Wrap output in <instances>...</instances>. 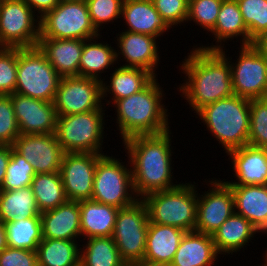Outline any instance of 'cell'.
<instances>
[{
  "mask_svg": "<svg viewBox=\"0 0 267 266\" xmlns=\"http://www.w3.org/2000/svg\"><path fill=\"white\" fill-rule=\"evenodd\" d=\"M148 223V211L142 199L118 210L112 237L125 263L143 264Z\"/></svg>",
  "mask_w": 267,
  "mask_h": 266,
  "instance_id": "9c48e42d",
  "label": "cell"
},
{
  "mask_svg": "<svg viewBox=\"0 0 267 266\" xmlns=\"http://www.w3.org/2000/svg\"><path fill=\"white\" fill-rule=\"evenodd\" d=\"M35 175L32 165L12 147L11 158L0 190H16L30 186Z\"/></svg>",
  "mask_w": 267,
  "mask_h": 266,
  "instance_id": "8d00e7d4",
  "label": "cell"
},
{
  "mask_svg": "<svg viewBox=\"0 0 267 266\" xmlns=\"http://www.w3.org/2000/svg\"><path fill=\"white\" fill-rule=\"evenodd\" d=\"M98 35L86 1H60L40 18V38L87 40Z\"/></svg>",
  "mask_w": 267,
  "mask_h": 266,
  "instance_id": "30bf717a",
  "label": "cell"
},
{
  "mask_svg": "<svg viewBox=\"0 0 267 266\" xmlns=\"http://www.w3.org/2000/svg\"><path fill=\"white\" fill-rule=\"evenodd\" d=\"M60 80L38 46L17 48L15 93L53 103Z\"/></svg>",
  "mask_w": 267,
  "mask_h": 266,
  "instance_id": "52a82bcc",
  "label": "cell"
},
{
  "mask_svg": "<svg viewBox=\"0 0 267 266\" xmlns=\"http://www.w3.org/2000/svg\"><path fill=\"white\" fill-rule=\"evenodd\" d=\"M213 179L203 180L209 189L198 193L195 226V231L211 236L235 212L231 187L224 180Z\"/></svg>",
  "mask_w": 267,
  "mask_h": 266,
  "instance_id": "5bb4252c",
  "label": "cell"
},
{
  "mask_svg": "<svg viewBox=\"0 0 267 266\" xmlns=\"http://www.w3.org/2000/svg\"><path fill=\"white\" fill-rule=\"evenodd\" d=\"M40 18L48 11L53 10L59 0H23Z\"/></svg>",
  "mask_w": 267,
  "mask_h": 266,
  "instance_id": "f6af8a7d",
  "label": "cell"
},
{
  "mask_svg": "<svg viewBox=\"0 0 267 266\" xmlns=\"http://www.w3.org/2000/svg\"><path fill=\"white\" fill-rule=\"evenodd\" d=\"M185 233L174 226L149 222L143 265L169 266Z\"/></svg>",
  "mask_w": 267,
  "mask_h": 266,
  "instance_id": "ffe728a7",
  "label": "cell"
},
{
  "mask_svg": "<svg viewBox=\"0 0 267 266\" xmlns=\"http://www.w3.org/2000/svg\"><path fill=\"white\" fill-rule=\"evenodd\" d=\"M249 33V45L267 32V0H236Z\"/></svg>",
  "mask_w": 267,
  "mask_h": 266,
  "instance_id": "d590c367",
  "label": "cell"
},
{
  "mask_svg": "<svg viewBox=\"0 0 267 266\" xmlns=\"http://www.w3.org/2000/svg\"><path fill=\"white\" fill-rule=\"evenodd\" d=\"M23 0H0V47H35L40 17Z\"/></svg>",
  "mask_w": 267,
  "mask_h": 266,
  "instance_id": "7c38bea8",
  "label": "cell"
},
{
  "mask_svg": "<svg viewBox=\"0 0 267 266\" xmlns=\"http://www.w3.org/2000/svg\"><path fill=\"white\" fill-rule=\"evenodd\" d=\"M102 35L84 40L83 52L79 65V76L92 78L100 82L107 77H102V73L109 72L116 66V48L106 41L101 42ZM100 42H99V41ZM111 67V68H110ZM105 71V72H104ZM101 77V78H100Z\"/></svg>",
  "mask_w": 267,
  "mask_h": 266,
  "instance_id": "f1b7e54d",
  "label": "cell"
},
{
  "mask_svg": "<svg viewBox=\"0 0 267 266\" xmlns=\"http://www.w3.org/2000/svg\"><path fill=\"white\" fill-rule=\"evenodd\" d=\"M20 131L10 95H0V145L12 146Z\"/></svg>",
  "mask_w": 267,
  "mask_h": 266,
  "instance_id": "b9f144b4",
  "label": "cell"
},
{
  "mask_svg": "<svg viewBox=\"0 0 267 266\" xmlns=\"http://www.w3.org/2000/svg\"><path fill=\"white\" fill-rule=\"evenodd\" d=\"M37 46L61 76H79L84 40L39 38Z\"/></svg>",
  "mask_w": 267,
  "mask_h": 266,
  "instance_id": "d4e9b609",
  "label": "cell"
},
{
  "mask_svg": "<svg viewBox=\"0 0 267 266\" xmlns=\"http://www.w3.org/2000/svg\"><path fill=\"white\" fill-rule=\"evenodd\" d=\"M11 101L20 134H54L57 113L52 102L11 94Z\"/></svg>",
  "mask_w": 267,
  "mask_h": 266,
  "instance_id": "ac0fdd59",
  "label": "cell"
},
{
  "mask_svg": "<svg viewBox=\"0 0 267 266\" xmlns=\"http://www.w3.org/2000/svg\"><path fill=\"white\" fill-rule=\"evenodd\" d=\"M252 46L267 60V32L254 39Z\"/></svg>",
  "mask_w": 267,
  "mask_h": 266,
  "instance_id": "7dc6e473",
  "label": "cell"
},
{
  "mask_svg": "<svg viewBox=\"0 0 267 266\" xmlns=\"http://www.w3.org/2000/svg\"><path fill=\"white\" fill-rule=\"evenodd\" d=\"M80 242L43 238L37 247L38 266H80Z\"/></svg>",
  "mask_w": 267,
  "mask_h": 266,
  "instance_id": "1f68e13d",
  "label": "cell"
},
{
  "mask_svg": "<svg viewBox=\"0 0 267 266\" xmlns=\"http://www.w3.org/2000/svg\"><path fill=\"white\" fill-rule=\"evenodd\" d=\"M235 212L267 235V185H229Z\"/></svg>",
  "mask_w": 267,
  "mask_h": 266,
  "instance_id": "484cf974",
  "label": "cell"
},
{
  "mask_svg": "<svg viewBox=\"0 0 267 266\" xmlns=\"http://www.w3.org/2000/svg\"><path fill=\"white\" fill-rule=\"evenodd\" d=\"M17 48L0 47V95L15 93Z\"/></svg>",
  "mask_w": 267,
  "mask_h": 266,
  "instance_id": "60d3db41",
  "label": "cell"
},
{
  "mask_svg": "<svg viewBox=\"0 0 267 266\" xmlns=\"http://www.w3.org/2000/svg\"><path fill=\"white\" fill-rule=\"evenodd\" d=\"M265 249H266V251H263V252H265V253H263L265 256L262 255L263 258H264V259H263V260H264V262H263L264 264H263V265H264V266H267V248H265Z\"/></svg>",
  "mask_w": 267,
  "mask_h": 266,
  "instance_id": "681fc988",
  "label": "cell"
},
{
  "mask_svg": "<svg viewBox=\"0 0 267 266\" xmlns=\"http://www.w3.org/2000/svg\"><path fill=\"white\" fill-rule=\"evenodd\" d=\"M103 103L102 82L82 76L61 77L53 101L57 116L105 109Z\"/></svg>",
  "mask_w": 267,
  "mask_h": 266,
  "instance_id": "4fadbf2b",
  "label": "cell"
},
{
  "mask_svg": "<svg viewBox=\"0 0 267 266\" xmlns=\"http://www.w3.org/2000/svg\"><path fill=\"white\" fill-rule=\"evenodd\" d=\"M196 115L226 154L248 145L250 99L233 95L203 106Z\"/></svg>",
  "mask_w": 267,
  "mask_h": 266,
  "instance_id": "277c9868",
  "label": "cell"
},
{
  "mask_svg": "<svg viewBox=\"0 0 267 266\" xmlns=\"http://www.w3.org/2000/svg\"><path fill=\"white\" fill-rule=\"evenodd\" d=\"M123 1L124 0H86L92 25L99 34L104 33L101 32L105 27L104 25L109 23L113 24L114 21H118L119 18L121 20Z\"/></svg>",
  "mask_w": 267,
  "mask_h": 266,
  "instance_id": "ab89813d",
  "label": "cell"
},
{
  "mask_svg": "<svg viewBox=\"0 0 267 266\" xmlns=\"http://www.w3.org/2000/svg\"><path fill=\"white\" fill-rule=\"evenodd\" d=\"M189 182L144 196L142 201L147 207L149 222L174 226L186 232L194 231L198 186L195 181L193 184Z\"/></svg>",
  "mask_w": 267,
  "mask_h": 266,
  "instance_id": "5b68a950",
  "label": "cell"
},
{
  "mask_svg": "<svg viewBox=\"0 0 267 266\" xmlns=\"http://www.w3.org/2000/svg\"><path fill=\"white\" fill-rule=\"evenodd\" d=\"M122 266H136V265L131 264V263H124Z\"/></svg>",
  "mask_w": 267,
  "mask_h": 266,
  "instance_id": "816d5d0a",
  "label": "cell"
},
{
  "mask_svg": "<svg viewBox=\"0 0 267 266\" xmlns=\"http://www.w3.org/2000/svg\"><path fill=\"white\" fill-rule=\"evenodd\" d=\"M121 19L125 20L124 25L127 26L124 31L154 36L159 40L171 30L155 9L152 0H124Z\"/></svg>",
  "mask_w": 267,
  "mask_h": 266,
  "instance_id": "7402d4cb",
  "label": "cell"
},
{
  "mask_svg": "<svg viewBox=\"0 0 267 266\" xmlns=\"http://www.w3.org/2000/svg\"><path fill=\"white\" fill-rule=\"evenodd\" d=\"M7 247L4 224L0 221V252Z\"/></svg>",
  "mask_w": 267,
  "mask_h": 266,
  "instance_id": "c3c4849f",
  "label": "cell"
},
{
  "mask_svg": "<svg viewBox=\"0 0 267 266\" xmlns=\"http://www.w3.org/2000/svg\"><path fill=\"white\" fill-rule=\"evenodd\" d=\"M81 237L112 236L119 208L93 200L79 201Z\"/></svg>",
  "mask_w": 267,
  "mask_h": 266,
  "instance_id": "f546056e",
  "label": "cell"
},
{
  "mask_svg": "<svg viewBox=\"0 0 267 266\" xmlns=\"http://www.w3.org/2000/svg\"><path fill=\"white\" fill-rule=\"evenodd\" d=\"M155 9L170 28L186 25L189 0H152ZM185 23V24H184Z\"/></svg>",
  "mask_w": 267,
  "mask_h": 266,
  "instance_id": "7bdbcfd3",
  "label": "cell"
},
{
  "mask_svg": "<svg viewBox=\"0 0 267 266\" xmlns=\"http://www.w3.org/2000/svg\"><path fill=\"white\" fill-rule=\"evenodd\" d=\"M248 144L267 149V98L250 100Z\"/></svg>",
  "mask_w": 267,
  "mask_h": 266,
  "instance_id": "74e56055",
  "label": "cell"
},
{
  "mask_svg": "<svg viewBox=\"0 0 267 266\" xmlns=\"http://www.w3.org/2000/svg\"><path fill=\"white\" fill-rule=\"evenodd\" d=\"M235 180L228 185H267V149L245 145L227 153Z\"/></svg>",
  "mask_w": 267,
  "mask_h": 266,
  "instance_id": "d6986e66",
  "label": "cell"
},
{
  "mask_svg": "<svg viewBox=\"0 0 267 266\" xmlns=\"http://www.w3.org/2000/svg\"><path fill=\"white\" fill-rule=\"evenodd\" d=\"M157 78L140 92L112 104L116 109L114 120L122 141L135 135L159 134L171 129L170 112L163 104L166 93Z\"/></svg>",
  "mask_w": 267,
  "mask_h": 266,
  "instance_id": "3957f363",
  "label": "cell"
},
{
  "mask_svg": "<svg viewBox=\"0 0 267 266\" xmlns=\"http://www.w3.org/2000/svg\"><path fill=\"white\" fill-rule=\"evenodd\" d=\"M171 135L173 137L172 131L168 130L159 134L135 135L121 142L128 155L125 154L131 165L133 187L139 199L181 184H177V180L176 184L173 182L174 146L171 145Z\"/></svg>",
  "mask_w": 267,
  "mask_h": 266,
  "instance_id": "6da1fadb",
  "label": "cell"
},
{
  "mask_svg": "<svg viewBox=\"0 0 267 266\" xmlns=\"http://www.w3.org/2000/svg\"><path fill=\"white\" fill-rule=\"evenodd\" d=\"M40 215L43 238L82 242L78 201L67 200Z\"/></svg>",
  "mask_w": 267,
  "mask_h": 266,
  "instance_id": "44dd1931",
  "label": "cell"
},
{
  "mask_svg": "<svg viewBox=\"0 0 267 266\" xmlns=\"http://www.w3.org/2000/svg\"><path fill=\"white\" fill-rule=\"evenodd\" d=\"M223 0H189L187 23L194 22L210 32L214 29Z\"/></svg>",
  "mask_w": 267,
  "mask_h": 266,
  "instance_id": "f35d334b",
  "label": "cell"
},
{
  "mask_svg": "<svg viewBox=\"0 0 267 266\" xmlns=\"http://www.w3.org/2000/svg\"><path fill=\"white\" fill-rule=\"evenodd\" d=\"M12 146L0 145V188L6 175V169L11 158Z\"/></svg>",
  "mask_w": 267,
  "mask_h": 266,
  "instance_id": "bcb514c9",
  "label": "cell"
},
{
  "mask_svg": "<svg viewBox=\"0 0 267 266\" xmlns=\"http://www.w3.org/2000/svg\"><path fill=\"white\" fill-rule=\"evenodd\" d=\"M30 186L16 190H0V221H19L40 215Z\"/></svg>",
  "mask_w": 267,
  "mask_h": 266,
  "instance_id": "4dcf8cb0",
  "label": "cell"
},
{
  "mask_svg": "<svg viewBox=\"0 0 267 266\" xmlns=\"http://www.w3.org/2000/svg\"><path fill=\"white\" fill-rule=\"evenodd\" d=\"M30 187L40 213L57 208L68 200L60 172L36 174Z\"/></svg>",
  "mask_w": 267,
  "mask_h": 266,
  "instance_id": "836d02e7",
  "label": "cell"
},
{
  "mask_svg": "<svg viewBox=\"0 0 267 266\" xmlns=\"http://www.w3.org/2000/svg\"><path fill=\"white\" fill-rule=\"evenodd\" d=\"M197 46L180 63L179 72L185 74V80L177 86L181 98L189 103L194 113L205 105L234 95L229 61L218 50H203Z\"/></svg>",
  "mask_w": 267,
  "mask_h": 266,
  "instance_id": "7a4b0ae2",
  "label": "cell"
},
{
  "mask_svg": "<svg viewBox=\"0 0 267 266\" xmlns=\"http://www.w3.org/2000/svg\"><path fill=\"white\" fill-rule=\"evenodd\" d=\"M103 154L64 153L60 168L64 192L68 200H91L98 159Z\"/></svg>",
  "mask_w": 267,
  "mask_h": 266,
  "instance_id": "9a60e30c",
  "label": "cell"
},
{
  "mask_svg": "<svg viewBox=\"0 0 267 266\" xmlns=\"http://www.w3.org/2000/svg\"><path fill=\"white\" fill-rule=\"evenodd\" d=\"M261 234L245 217L234 212L213 233L212 239L217 253L220 255L237 254L244 247L250 246L251 240Z\"/></svg>",
  "mask_w": 267,
  "mask_h": 266,
  "instance_id": "83f0119b",
  "label": "cell"
},
{
  "mask_svg": "<svg viewBox=\"0 0 267 266\" xmlns=\"http://www.w3.org/2000/svg\"><path fill=\"white\" fill-rule=\"evenodd\" d=\"M3 224L7 247L36 251L43 240L41 215Z\"/></svg>",
  "mask_w": 267,
  "mask_h": 266,
  "instance_id": "e575fe53",
  "label": "cell"
},
{
  "mask_svg": "<svg viewBox=\"0 0 267 266\" xmlns=\"http://www.w3.org/2000/svg\"><path fill=\"white\" fill-rule=\"evenodd\" d=\"M237 48L239 56H235L238 57L234 60L235 63L231 61L232 57L226 54L227 49L218 50L231 66L234 95L250 100L267 98V60L252 44L240 45Z\"/></svg>",
  "mask_w": 267,
  "mask_h": 266,
  "instance_id": "8fae6325",
  "label": "cell"
},
{
  "mask_svg": "<svg viewBox=\"0 0 267 266\" xmlns=\"http://www.w3.org/2000/svg\"><path fill=\"white\" fill-rule=\"evenodd\" d=\"M106 109L57 116L56 136L64 153H104Z\"/></svg>",
  "mask_w": 267,
  "mask_h": 266,
  "instance_id": "8992f818",
  "label": "cell"
},
{
  "mask_svg": "<svg viewBox=\"0 0 267 266\" xmlns=\"http://www.w3.org/2000/svg\"><path fill=\"white\" fill-rule=\"evenodd\" d=\"M215 44L199 45L203 50H220L225 48L224 42L235 38L240 45H249L248 29L243 21L242 13L236 0H223L214 29L210 32ZM240 37V38H238ZM212 44V45H211Z\"/></svg>",
  "mask_w": 267,
  "mask_h": 266,
  "instance_id": "cb8c5ba5",
  "label": "cell"
},
{
  "mask_svg": "<svg viewBox=\"0 0 267 266\" xmlns=\"http://www.w3.org/2000/svg\"><path fill=\"white\" fill-rule=\"evenodd\" d=\"M13 149L32 165L36 174L60 172L64 151L56 134H20Z\"/></svg>",
  "mask_w": 267,
  "mask_h": 266,
  "instance_id": "2e32d148",
  "label": "cell"
},
{
  "mask_svg": "<svg viewBox=\"0 0 267 266\" xmlns=\"http://www.w3.org/2000/svg\"><path fill=\"white\" fill-rule=\"evenodd\" d=\"M0 266H38L37 252L6 247L0 252Z\"/></svg>",
  "mask_w": 267,
  "mask_h": 266,
  "instance_id": "ee69618b",
  "label": "cell"
},
{
  "mask_svg": "<svg viewBox=\"0 0 267 266\" xmlns=\"http://www.w3.org/2000/svg\"><path fill=\"white\" fill-rule=\"evenodd\" d=\"M121 162L120 158L103 154L97 161L91 200L125 208L134 204L139 198L133 187L131 165ZM130 167V168H129Z\"/></svg>",
  "mask_w": 267,
  "mask_h": 266,
  "instance_id": "ba28073f",
  "label": "cell"
},
{
  "mask_svg": "<svg viewBox=\"0 0 267 266\" xmlns=\"http://www.w3.org/2000/svg\"><path fill=\"white\" fill-rule=\"evenodd\" d=\"M219 257L211 235L188 231L169 266H214Z\"/></svg>",
  "mask_w": 267,
  "mask_h": 266,
  "instance_id": "4316f807",
  "label": "cell"
},
{
  "mask_svg": "<svg viewBox=\"0 0 267 266\" xmlns=\"http://www.w3.org/2000/svg\"><path fill=\"white\" fill-rule=\"evenodd\" d=\"M59 1H62V2H71V1H86V0H59Z\"/></svg>",
  "mask_w": 267,
  "mask_h": 266,
  "instance_id": "f907efd6",
  "label": "cell"
},
{
  "mask_svg": "<svg viewBox=\"0 0 267 266\" xmlns=\"http://www.w3.org/2000/svg\"><path fill=\"white\" fill-rule=\"evenodd\" d=\"M80 266H122L118 248L112 236L82 239Z\"/></svg>",
  "mask_w": 267,
  "mask_h": 266,
  "instance_id": "d6a6232c",
  "label": "cell"
},
{
  "mask_svg": "<svg viewBox=\"0 0 267 266\" xmlns=\"http://www.w3.org/2000/svg\"><path fill=\"white\" fill-rule=\"evenodd\" d=\"M120 33V34H119ZM114 37L116 39V60L119 65L121 62L124 67L143 68L151 72L155 77L160 64V50L158 38L141 33L120 31ZM119 36V37H118ZM119 48V49H118Z\"/></svg>",
  "mask_w": 267,
  "mask_h": 266,
  "instance_id": "e0dca14e",
  "label": "cell"
},
{
  "mask_svg": "<svg viewBox=\"0 0 267 266\" xmlns=\"http://www.w3.org/2000/svg\"><path fill=\"white\" fill-rule=\"evenodd\" d=\"M107 81H102V100L107 106L144 89L155 76L146 69L116 66ZM109 81V82H108ZM109 83V84H108ZM109 94V95H108ZM106 97V98H105ZM108 98V100H106Z\"/></svg>",
  "mask_w": 267,
  "mask_h": 266,
  "instance_id": "603a6c76",
  "label": "cell"
}]
</instances>
